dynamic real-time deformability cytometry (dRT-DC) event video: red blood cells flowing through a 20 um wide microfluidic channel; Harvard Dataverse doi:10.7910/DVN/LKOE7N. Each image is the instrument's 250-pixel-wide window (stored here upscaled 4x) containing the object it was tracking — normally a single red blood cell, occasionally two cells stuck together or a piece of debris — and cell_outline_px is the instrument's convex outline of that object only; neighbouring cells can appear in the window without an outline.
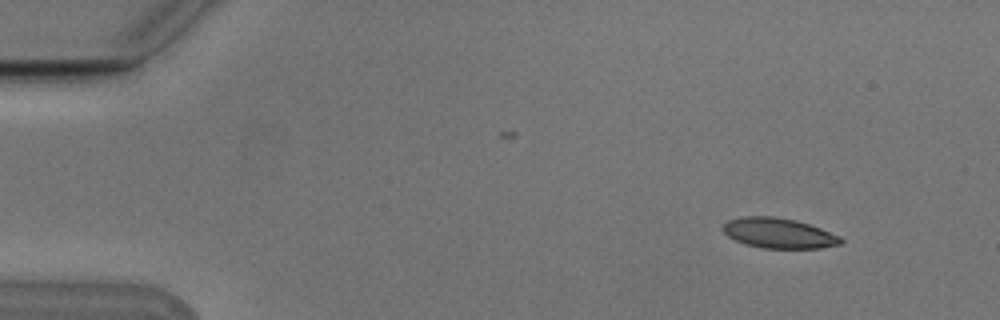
{"species": "Egyptian fruit bat (a non-hibernating species)", "species_latin": "Rousettus aegyptiacus", "temperature_condition": "cold", "stored_images_in_passage": 3, "camera_frame_rate_fps": 3000, "um_per_image_px": 0.085, "animal": {"sex": "male"}, "frame": {"image": 1, "passage_image": 1, "time_ms": 0.0, "image_size_px": [1000, 320], "cell_outline_px": [[844, 240], [840, 244], [820, 248], [764, 248], [744, 244], [728, 236], [724, 232], [724, 224], [728, 220], [744, 216], [772, 216], [796, 220], [820, 228], [840, 236]], "centroid_in_image_um": [66.2, 19.82], "position_along_channel_um": 18.8, "area_um2": 20.58}}